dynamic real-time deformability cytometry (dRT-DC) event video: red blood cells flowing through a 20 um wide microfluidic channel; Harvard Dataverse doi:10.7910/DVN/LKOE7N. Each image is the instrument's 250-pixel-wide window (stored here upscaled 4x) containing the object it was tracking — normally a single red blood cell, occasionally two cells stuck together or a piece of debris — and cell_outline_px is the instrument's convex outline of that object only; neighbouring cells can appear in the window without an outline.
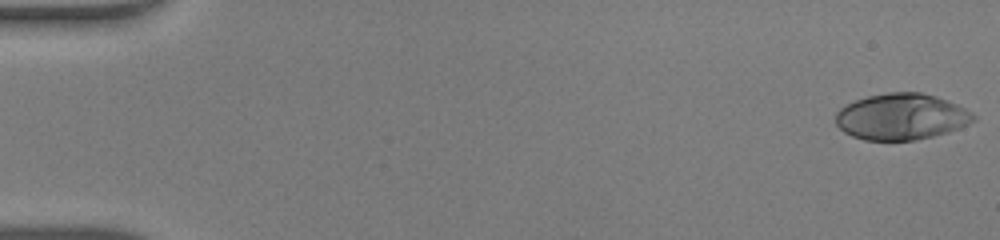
{"species": "human", "species_latin": "Homo sapiens", "temperature_condition": "warm", "stored_images_in_passage": 48, "camera_frame_rate_fps": 3000, "um_per_image_px": 0.085, "donor": {"sex": "male"}, "frame": {"image": 1, "passage_image": 1, "time_ms": 0.0, "image_size_px": [1000, 240], "cell_outline_px": [[976, 120], [960, 128], [948, 132], [916, 140], [864, 140], [852, 136], [844, 132], [836, 124], [836, 112], [840, 108], [856, 100], [868, 96], [888, 92], [920, 92], [936, 96], [956, 104], [972, 112], [976, 116]], "centroid_in_image_um": [76.62, 9.92], "position_along_channel_um": 8.4, "area_um2": 37.11}}
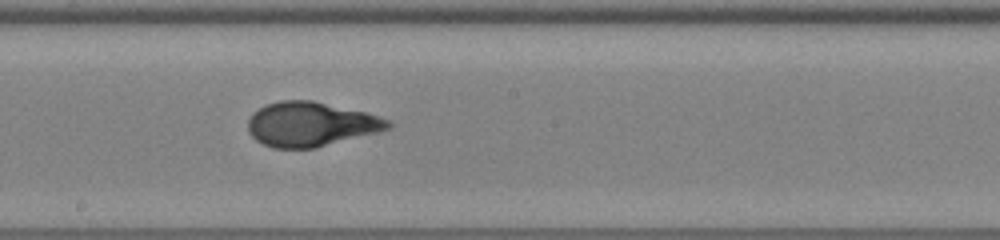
{"frame": {"image": 2, "passage_image": 27, "time_ms": 8.667, "image_size_px": [1000, 240], "cell_outline_px": [[392, 128], [380, 132], [316, 148], [272, 148], [256, 140], [248, 132], [248, 120], [252, 112], [264, 104], [280, 100], [312, 100], [364, 112], [392, 120]], "centroid_in_image_um": [26.42, 10.56], "position_along_channel_um": 221.8, "area_um2": 36.65}}
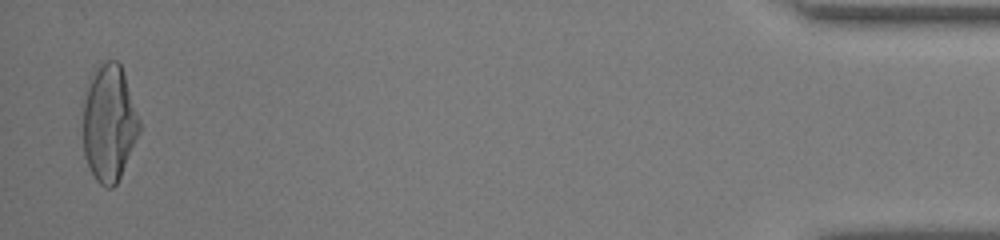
{"frame": {"image": 3, "passage_image": 47, "time_ms": 15.333, "image_size_px": [1000, 240], "cell_outline_px": [[140, 132], [120, 176], [116, 184], [112, 188], [104, 188], [96, 180], [84, 156], [84, 100], [88, 80], [96, 68], [104, 60], [116, 60], [120, 64], [124, 72], [140, 120]], "centroid_in_image_um": [9.28, 10.45], "position_along_channel_um": 425.9, "area_um2": 38.26}, "authors_computed_cell_mechanics": {"area_um2": 36.5585, "velocity_mm_per_s": 4.3509, "shape_relaxation_time_tau1_ms": 4.9587, "shape_relaxation_time_tau2_ms": null, "deformation_change_tau1": 0.2867, "deformation_change_tau2": null}}